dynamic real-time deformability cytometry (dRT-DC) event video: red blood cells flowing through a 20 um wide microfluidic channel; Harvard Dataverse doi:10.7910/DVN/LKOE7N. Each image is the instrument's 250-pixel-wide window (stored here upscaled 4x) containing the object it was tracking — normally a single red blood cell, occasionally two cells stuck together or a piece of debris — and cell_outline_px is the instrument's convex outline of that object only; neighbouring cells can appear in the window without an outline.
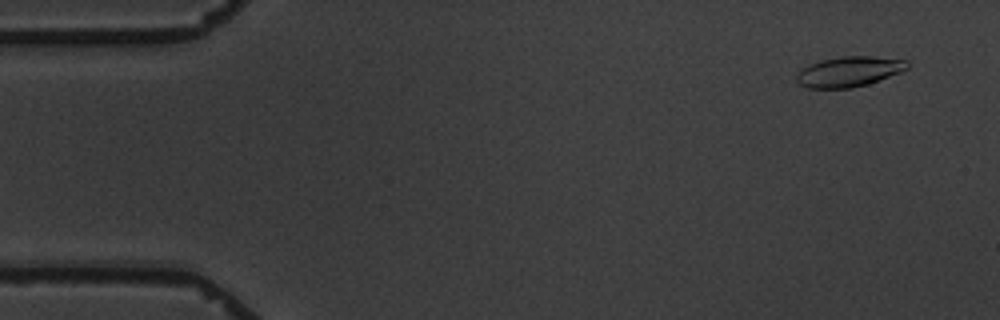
{"species": "common noctule bat (a hibernating species)", "species_latin": "Nyctalus noctula", "temperature_condition": "warm", "stored_images_in_passage": 6, "camera_frame_rate_fps": 3000, "um_per_image_px": 0.085, "animal": {"sex": "male", "body_mass_g": 19.5, "forearm_length_mm": 54.6}, "frame": {"image": 1, "passage_image": 6, "time_ms": 7.0, "image_size_px": [1000, 320], "cell_outline_px": [[908, 68], [900, 72], [868, 84], [852, 88], [808, 88], [800, 84], [796, 80], [796, 76], [804, 68], [820, 60], [840, 56], [872, 56], [908, 60]], "centroid_in_image_um": [72.19, 6.08], "position_along_channel_um": 12.8, "area_um2": 19.36}}